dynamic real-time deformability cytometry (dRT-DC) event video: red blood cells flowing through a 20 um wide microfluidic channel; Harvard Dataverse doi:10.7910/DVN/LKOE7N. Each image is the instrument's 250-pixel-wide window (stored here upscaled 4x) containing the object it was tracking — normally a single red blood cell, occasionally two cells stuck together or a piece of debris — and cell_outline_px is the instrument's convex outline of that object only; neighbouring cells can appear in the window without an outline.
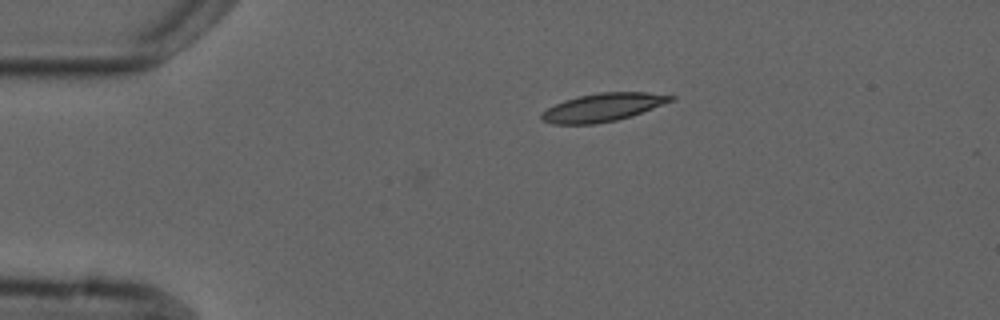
{"species": "common noctule bat (a hibernating species)", "species_latin": "Nyctalus noctula", "temperature_condition": "cold", "stored_images_in_passage": 2, "camera_frame_rate_fps": 3000, "um_per_image_px": 0.085, "animal": {"sex": "male", "forearm_length_mm": 52.5}, "frame": {"image": 1, "passage_image": 2, "time_ms": 1.0, "image_size_px": [1000, 320], "cell_outline_px": [[676, 100], [632, 116], [616, 120], [596, 124], [552, 124], [540, 120], [540, 116], [548, 108], [564, 100], [580, 96], [600, 92], [648, 92], [676, 96]], "centroid_in_image_um": [51.29, 9.13], "position_along_channel_um": 33.7, "area_um2": 21.27}}